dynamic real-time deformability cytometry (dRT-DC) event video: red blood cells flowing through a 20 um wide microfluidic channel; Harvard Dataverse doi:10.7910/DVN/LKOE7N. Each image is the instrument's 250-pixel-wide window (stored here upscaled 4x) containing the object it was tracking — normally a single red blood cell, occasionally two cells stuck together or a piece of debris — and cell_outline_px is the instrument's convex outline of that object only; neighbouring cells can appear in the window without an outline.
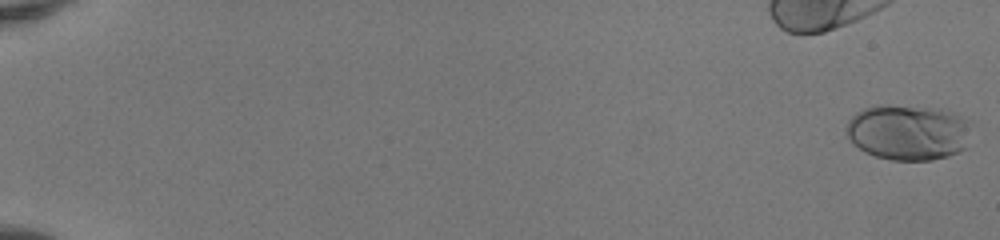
{"species": "human", "species_latin": "Homo sapiens", "temperature_condition": "room temperature", "stored_images_in_passage": 11, "camera_frame_rate_fps": 3000, "um_per_image_px": 0.085, "donor": {"sex": "female"}, "frame": {"image": 1, "passage_image": 1, "time_ms": 0.0, "image_size_px": [1000, 240], "cell_outline_px": [[972, 124], [964, 148], [948, 156], [932, 160], [892, 160], [876, 156], [864, 152], [852, 144], [844, 132], [844, 128], [848, 120], [856, 112], [864, 108], [876, 104], [888, 104], [940, 108], [952, 112], [968, 120]], "centroid_in_image_um": [77.14, 11.22], "position_along_channel_um": 7.9, "area_um2": 41.21}}